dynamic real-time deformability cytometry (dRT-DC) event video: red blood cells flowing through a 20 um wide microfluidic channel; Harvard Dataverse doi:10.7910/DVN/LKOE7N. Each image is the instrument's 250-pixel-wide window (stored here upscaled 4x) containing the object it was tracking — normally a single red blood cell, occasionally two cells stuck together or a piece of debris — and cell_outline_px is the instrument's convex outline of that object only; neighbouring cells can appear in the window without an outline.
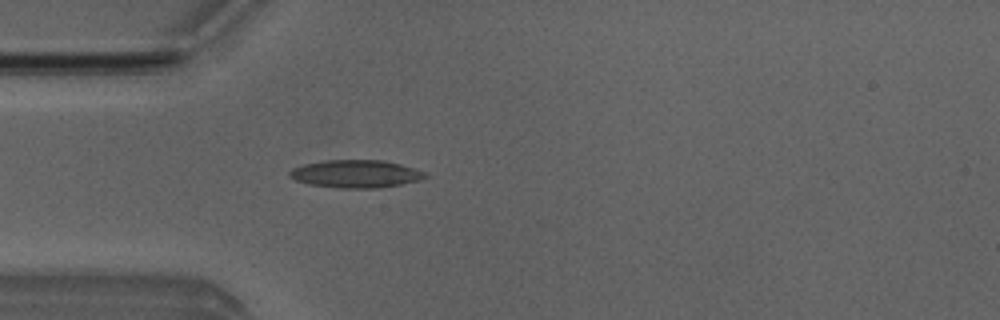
{"species": "Egyptian fruit bat (a non-hibernating species)", "species_latin": "Rousettus aegyptiacus", "temperature_condition": "room temperature", "stored_images_in_passage": 2, "camera_frame_rate_fps": 3000, "um_per_image_px": 0.085, "animal": {"sex": "male"}, "frame": {"image": 1, "passage_image": 2, "time_ms": 1.0, "image_size_px": [1000, 320], "cell_outline_px": [[432, 176], [420, 180], [380, 188], [340, 188], [308, 184], [296, 180], [288, 176], [288, 172], [292, 168], [304, 164], [324, 160], [384, 160], [400, 164], [424, 172]], "centroid_in_image_um": [30.24, 14.78], "position_along_channel_um": 54.8, "area_um2": 22.02}}